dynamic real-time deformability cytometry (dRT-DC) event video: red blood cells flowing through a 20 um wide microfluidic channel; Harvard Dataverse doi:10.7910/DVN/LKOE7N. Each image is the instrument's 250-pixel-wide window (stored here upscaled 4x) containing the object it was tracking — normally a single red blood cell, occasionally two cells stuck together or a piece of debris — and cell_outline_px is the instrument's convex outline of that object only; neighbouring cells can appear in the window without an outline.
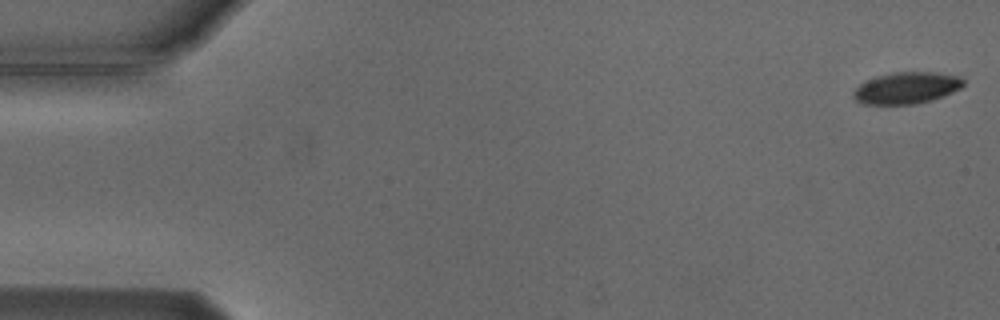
{"species": "Egyptian fruit bat (a non-hibernating species)", "species_latin": "Rousettus aegyptiacus", "temperature_condition": "cold", "stored_images_in_passage": 4, "camera_frame_rate_fps": 3000, "um_per_image_px": 0.085, "animal": {"sex": "male"}, "frame": {"image": 1, "passage_image": 1, "time_ms": 0.0, "image_size_px": [1000, 320], "cell_outline_px": [[964, 84], [960, 88], [944, 96], [932, 100], [916, 104], [864, 104], [856, 100], [852, 96], [852, 92], [864, 80], [876, 76], [892, 72], [936, 72], [964, 76]], "centroid_in_image_um": [77.07, 7.46], "position_along_channel_um": 7.9, "area_um2": 20.58}}